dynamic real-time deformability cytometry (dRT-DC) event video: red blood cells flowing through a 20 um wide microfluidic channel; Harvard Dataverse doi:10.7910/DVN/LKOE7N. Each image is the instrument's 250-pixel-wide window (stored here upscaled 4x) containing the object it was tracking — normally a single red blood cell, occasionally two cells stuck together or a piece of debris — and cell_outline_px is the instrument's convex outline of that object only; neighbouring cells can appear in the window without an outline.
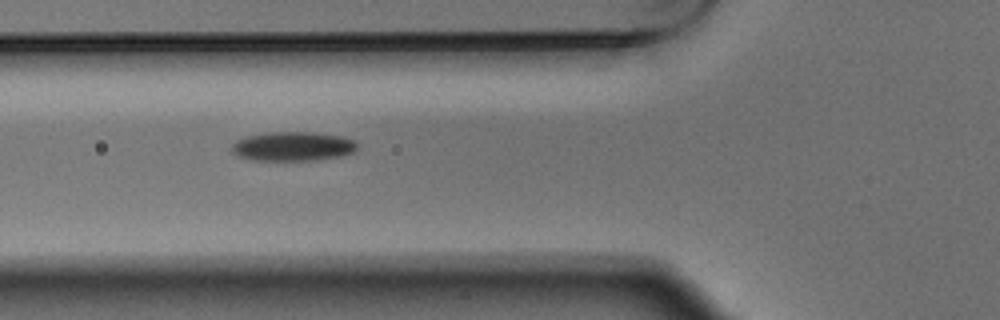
{"species": "Egyptian fruit bat (a non-hibernating species)", "species_latin": "Rousettus aegyptiacus", "temperature_condition": "warm", "stored_images_in_passage": 3, "camera_frame_rate_fps": 3000, "um_per_image_px": 0.085, "animal": {"sex": "male"}, "frame": {"image": 1, "passage_image": 2, "time_ms": 0.333, "image_size_px": [1000, 320], "cell_outline_px": [[356, 148], [352, 152], [340, 156], [316, 160], [252, 160], [236, 156], [232, 152], [232, 144], [236, 140], [244, 136], [268, 132], [312, 132], [344, 136], [356, 140]], "centroid_in_image_um": [24.86, 12.43], "position_along_channel_um": 100.9, "area_um2": 21.56}}
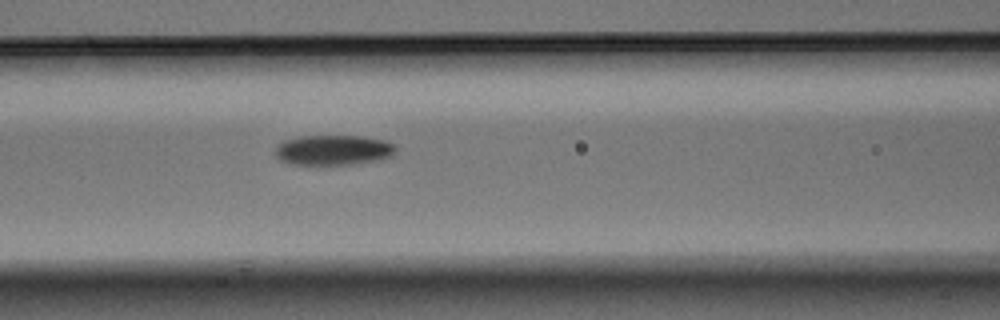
{"frame": {"image": 2, "passage_image": 3, "time_ms": 0.667, "image_size_px": [1000, 320], "cell_outline_px": [[396, 152], [380, 160], [352, 164], [288, 164], [280, 160], [276, 156], [276, 144], [284, 140], [300, 136], [360, 136], [384, 140], [392, 144], [396, 148]], "centroid_in_image_um": [28.3, 12.75], "position_along_channel_um": 138.3, "area_um2": 21.1}}